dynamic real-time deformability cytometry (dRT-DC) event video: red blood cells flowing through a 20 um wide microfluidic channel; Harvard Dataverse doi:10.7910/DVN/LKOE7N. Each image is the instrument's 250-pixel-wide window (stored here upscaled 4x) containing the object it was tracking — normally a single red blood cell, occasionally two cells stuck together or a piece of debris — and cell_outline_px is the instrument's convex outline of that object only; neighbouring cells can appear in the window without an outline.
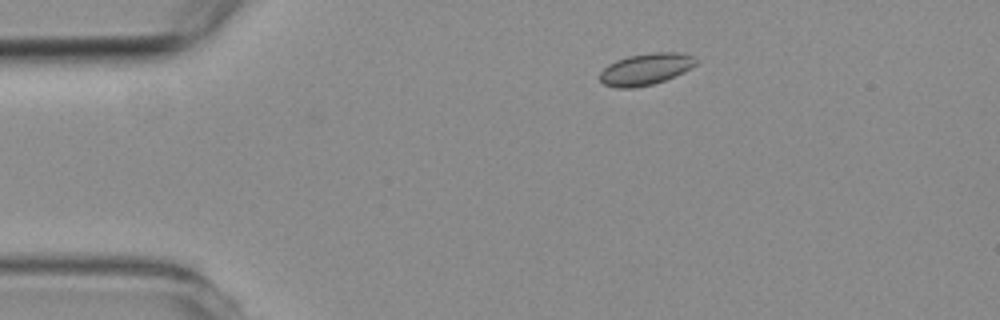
{"species": "common noctule bat (a hibernating species)", "species_latin": "Nyctalus noctula", "temperature_condition": "room temperature", "stored_images_in_passage": 5, "camera_frame_rate_fps": 3000, "um_per_image_px": 0.085, "animal": {"sex": "female", "body_mass_g": 19.3, "forearm_length_mm": 54.1}, "frame": {"image": 1, "passage_image": 2, "time_ms": 1.333, "image_size_px": [1000, 320], "cell_outline_px": [[696, 64], [684, 72], [664, 80], [652, 84], [632, 88], [616, 88], [604, 84], [600, 80], [600, 72], [608, 64], [616, 60], [628, 56], [652, 52], [680, 52], [692, 56], [696, 60]], "centroid_in_image_um": [54.86, 5.87], "position_along_channel_um": 30.1, "area_um2": 17.63}}
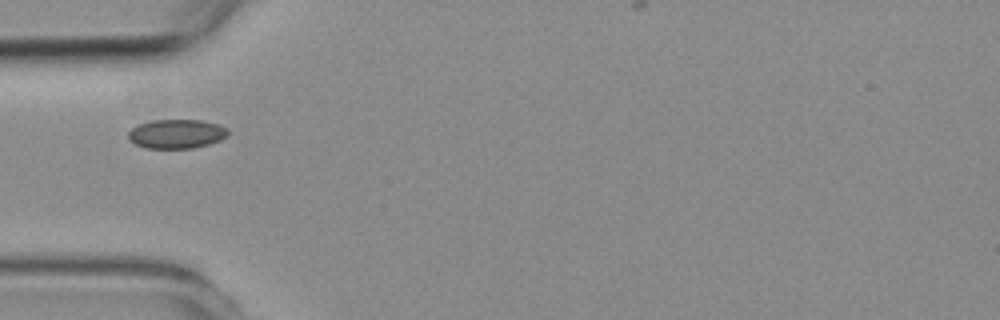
{"frame": {"image": 2, "passage_image": 4, "time_ms": 3.667, "image_size_px": [1000, 320], "cell_outline_px": [[228, 136], [220, 140], [208, 144], [192, 148], [144, 148], [128, 140], [128, 132], [132, 128], [140, 124], [152, 120], [200, 120], [220, 124], [228, 128]], "centroid_in_image_um": [15.02, 11.37], "position_along_channel_um": 70.0, "area_um2": 16.99}}
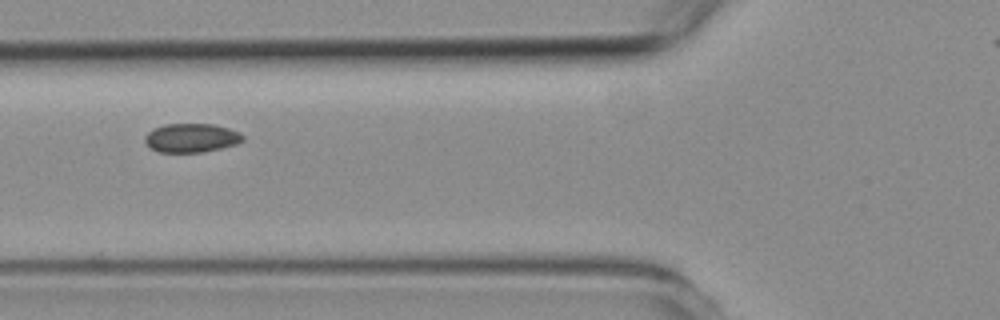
{"frame": {"image": 3, "passage_image": 5, "time_ms": 4.667, "image_size_px": [1000, 320], "cell_outline_px": [[244, 140], [236, 144], [204, 152], [160, 152], [148, 148], [144, 140], [144, 136], [152, 128], [164, 124], [212, 124], [228, 128], [240, 132], [244, 136]], "centroid_in_image_um": [16.23, 11.72], "position_along_channel_um": 109.6, "area_um2": 16.65}}